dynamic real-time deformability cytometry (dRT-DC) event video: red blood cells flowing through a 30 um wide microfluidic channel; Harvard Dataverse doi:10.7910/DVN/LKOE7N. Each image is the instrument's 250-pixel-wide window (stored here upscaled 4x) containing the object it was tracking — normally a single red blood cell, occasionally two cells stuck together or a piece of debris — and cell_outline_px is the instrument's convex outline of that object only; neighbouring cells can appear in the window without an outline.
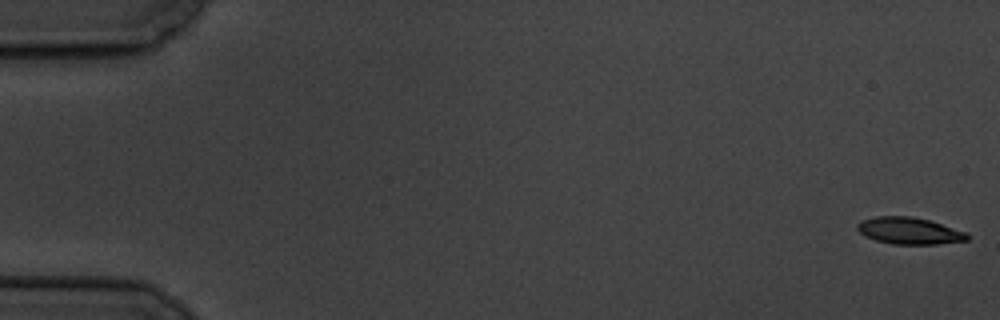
{"species": "common noctule bat (a hibernating species)", "species_latin": "Nyctalus noctula", "temperature_condition": "cold", "stored_images_in_passage": 6, "camera_frame_rate_fps": 3000, "um_per_image_px": 0.085, "animal": {"sex": "male", "body_mass_g": 19.5, "forearm_length_mm": 54.6}, "frame": {"image": 1, "passage_image": 1, "time_ms": 0.0, "image_size_px": [1000, 320], "cell_outline_px": [[968, 240], [936, 244], [892, 244], [876, 240], [860, 232], [856, 228], [856, 224], [864, 220], [876, 216], [912, 216], [928, 220], [968, 232]], "centroid_in_image_um": [77.31, 19.61], "position_along_channel_um": 7.7, "area_um2": 16.99}}